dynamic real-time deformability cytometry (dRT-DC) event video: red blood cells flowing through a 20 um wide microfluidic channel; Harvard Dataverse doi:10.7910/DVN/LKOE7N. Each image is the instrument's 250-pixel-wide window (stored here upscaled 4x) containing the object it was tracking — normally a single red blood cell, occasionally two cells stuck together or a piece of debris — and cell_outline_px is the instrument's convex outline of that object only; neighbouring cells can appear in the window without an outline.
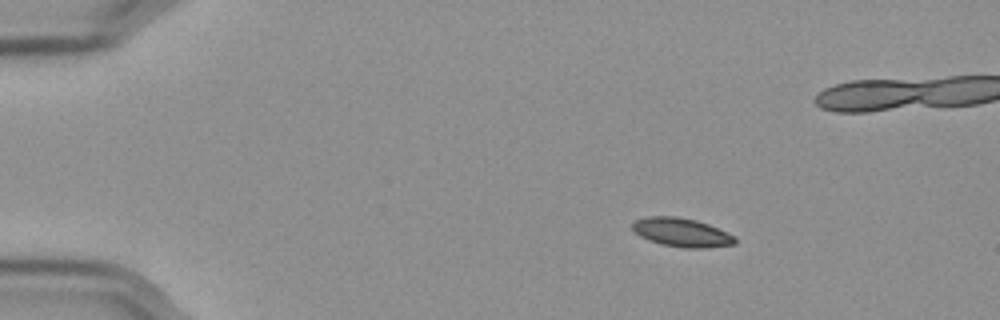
{"species": "Egyptian fruit bat (a non-hibernating species)", "species_latin": "Rousettus aegyptiacus", "temperature_condition": "cold", "stored_images_in_passage": 50, "camera_frame_rate_fps": 3000, "um_per_image_px": 0.085, "frame": {"image": 1, "passage_image": 1, "time_ms": 0.0, "image_size_px": [1000, 320], "cell_outline_px": [[736, 244], [704, 248], [688, 248], [660, 244], [648, 240], [640, 236], [632, 228], [632, 224], [636, 220], [648, 216], [676, 216], [696, 220], [708, 224], [736, 236]], "centroid_in_image_um": [57.95, 19.75], "position_along_channel_um": 27.0, "area_um2": 17.17}}
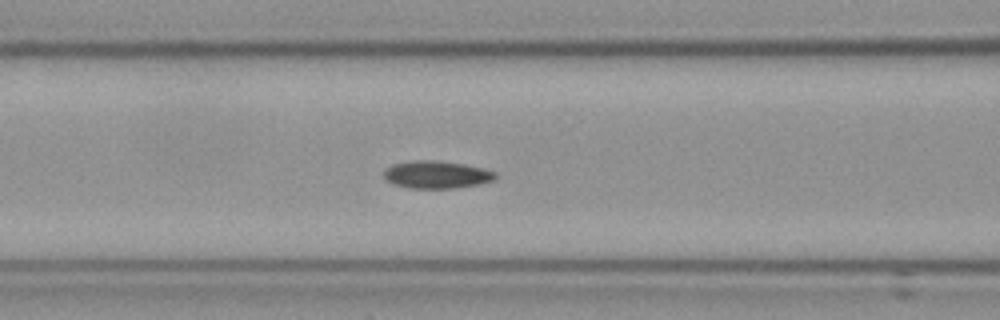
{"frame": {"image": 2, "passage_image": 16, "time_ms": 5.0, "image_size_px": [1000, 320], "cell_outline_px": [[496, 180], [480, 184], [456, 188], [408, 188], [392, 184], [384, 176], [384, 168], [392, 164], [412, 160], [436, 160], [464, 164], [484, 168], [496, 172]], "centroid_in_image_um": [37.12, 14.84], "position_along_channel_um": 129.5, "area_um2": 18.15}}
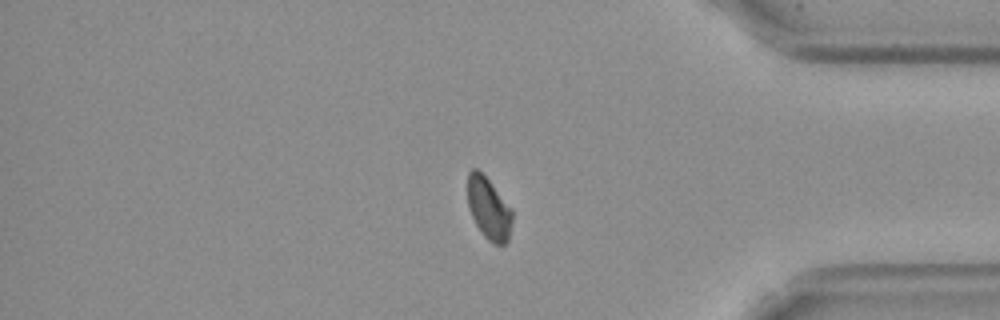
{"frame": {"image": 3, "passage_image": 40, "time_ms": 13.0, "image_size_px": [1000, 320], "cell_outline_px": [[512, 220], [508, 244], [492, 244], [484, 236], [476, 224], [468, 208], [468, 172], [472, 168], [476, 168], [488, 180], [512, 208]], "centroid_in_image_um": [41.55, 17.75], "position_along_channel_um": 393.6, "area_um2": 16.07}, "authors_computed_cell_mechanics": {"area_um2": 17.1666, "velocity_mm_per_s": 3.5599, "shape_relaxation_time_tau1_ms": null, "shape_relaxation_time_tau2_ms": 1.6609, "deformation_change_tau1": null, "deformation_change_tau2": 0.047}}